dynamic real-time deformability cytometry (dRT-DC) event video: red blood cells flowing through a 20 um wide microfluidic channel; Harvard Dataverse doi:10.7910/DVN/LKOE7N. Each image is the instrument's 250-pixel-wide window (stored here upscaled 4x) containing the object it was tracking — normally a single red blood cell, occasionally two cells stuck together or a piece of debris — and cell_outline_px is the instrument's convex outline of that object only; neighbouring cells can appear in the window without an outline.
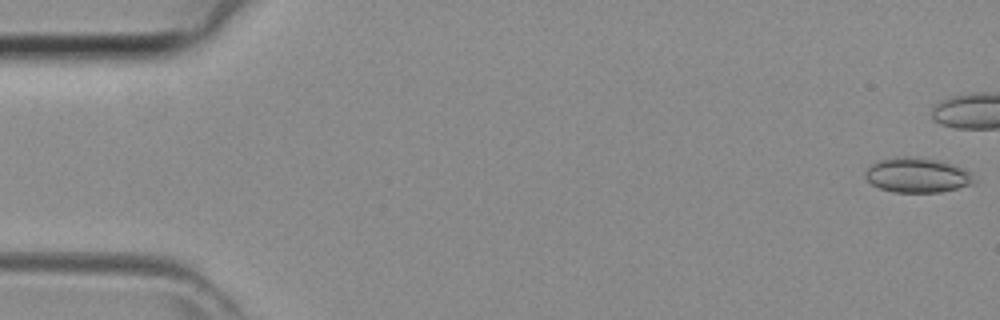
{"species": "common noctule bat (a hibernating species)", "species_latin": "Nyctalus noctula", "temperature_condition": "room temperature", "stored_images_in_passage": 9, "camera_frame_rate_fps": 3000, "um_per_image_px": 0.085, "animal": {"sex": "female", "body_mass_g": 29.2, "forearm_length_mm": 56.3}, "frame": {"image": 1, "passage_image": 1, "time_ms": 0.0, "image_size_px": [1000, 320], "cell_outline_px": [[976, 180], [972, 184], [940, 192], [892, 192], [880, 188], [872, 184], [864, 176], [864, 172], [872, 164], [880, 160], [892, 156], [920, 156], [940, 160], [956, 164], [968, 172]], "centroid_in_image_um": [77.95, 14.86], "position_along_channel_um": 7.1, "area_um2": 22.31}}